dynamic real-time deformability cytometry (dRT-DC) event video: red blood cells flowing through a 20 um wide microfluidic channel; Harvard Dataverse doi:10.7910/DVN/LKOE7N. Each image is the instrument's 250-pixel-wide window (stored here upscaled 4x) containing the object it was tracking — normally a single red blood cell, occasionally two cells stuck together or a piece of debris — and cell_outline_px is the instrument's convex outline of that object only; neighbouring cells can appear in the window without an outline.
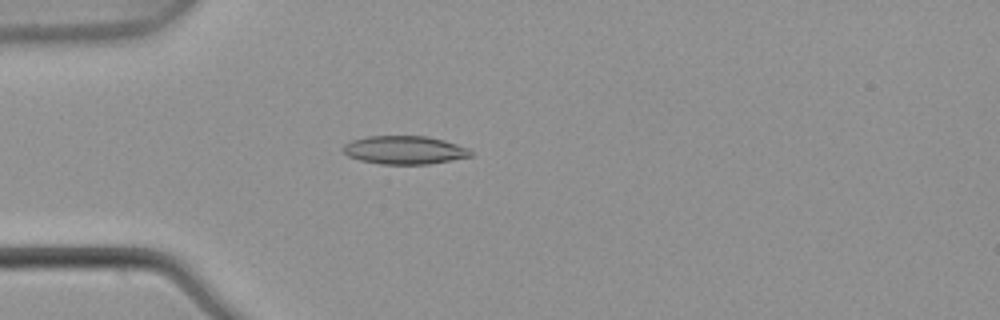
{"species": "common noctule bat (a hibernating species)", "species_latin": "Nyctalus noctula", "temperature_condition": "warm", "stored_images_in_passage": 1, "camera_frame_rate_fps": 3000, "um_per_image_px": 0.085, "animal": {"sex": "male", "body_mass_g": 21.5, "forearm_length_mm": 52.0}, "frame": {"image": 1, "passage_image": 1, "time_ms": 0.0, "image_size_px": [1000, 320], "cell_outline_px": [[472, 156], [452, 160], [428, 164], [380, 164], [360, 160], [348, 156], [344, 152], [344, 144], [352, 140], [368, 136], [428, 136], [444, 140], [468, 148], [472, 152]], "centroid_in_image_um": [34.39, 12.75], "position_along_channel_um": 50.6, "area_um2": 20.98}}